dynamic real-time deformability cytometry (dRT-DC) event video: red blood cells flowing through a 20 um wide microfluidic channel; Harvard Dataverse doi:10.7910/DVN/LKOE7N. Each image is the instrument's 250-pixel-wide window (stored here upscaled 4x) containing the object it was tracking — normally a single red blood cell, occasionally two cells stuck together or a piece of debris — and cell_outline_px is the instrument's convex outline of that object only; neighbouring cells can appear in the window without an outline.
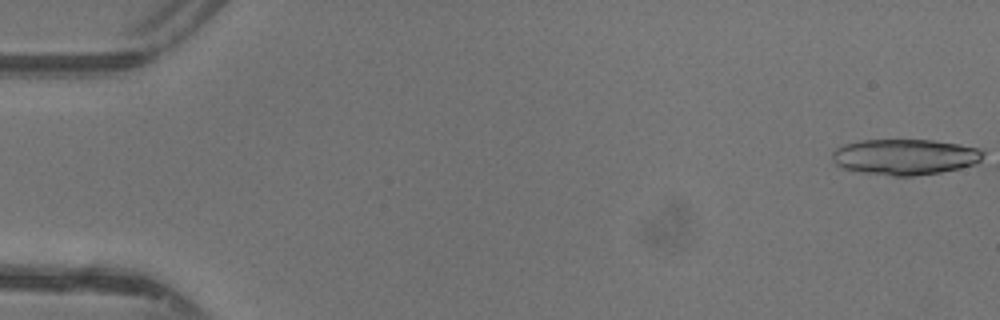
{"species": "common noctule bat (a hibernating species)", "species_latin": "Nyctalus noctula", "temperature_condition": "warm", "stored_images_in_passage": 17, "camera_frame_rate_fps": 3000, "um_per_image_px": 0.085, "animal": {"sex": "female"}, "frame": {"image": 1, "passage_image": 1, "time_ms": 0.0, "image_size_px": [1000, 320], "cell_outline_px": [[984, 152], [980, 160], [972, 164], [960, 168], [940, 172], [912, 176], [892, 176], [864, 172], [840, 168], [832, 160], [832, 152], [836, 148], [844, 144], [860, 140], [932, 140], [980, 148]], "centroid_in_image_um": [76.88, 13.33], "position_along_channel_um": 8.1, "area_um2": 31.33}}
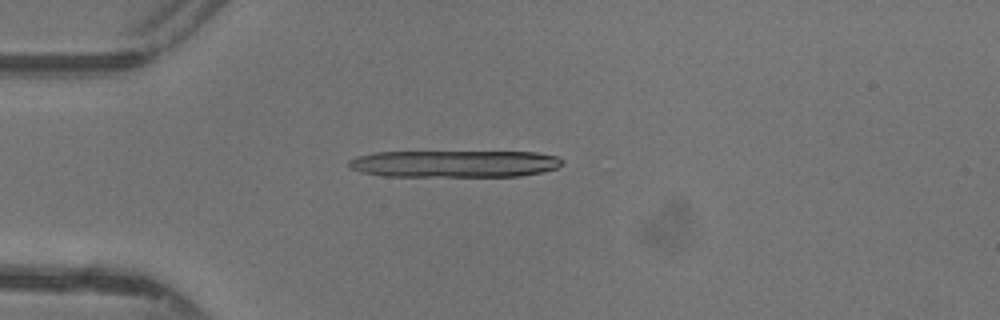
{"frame": {"image": 2, "passage_image": 13, "time_ms": 4.0, "image_size_px": [1000, 320], "cell_outline_px": [[564, 164], [556, 168], [540, 172], [520, 176], [384, 176], [360, 172], [348, 168], [348, 160], [356, 156], [372, 152], [536, 152], [556, 156], [564, 160]], "centroid_in_image_um": [38.59, 13.92], "position_along_channel_um": 46.4, "area_um2": 33.81}}